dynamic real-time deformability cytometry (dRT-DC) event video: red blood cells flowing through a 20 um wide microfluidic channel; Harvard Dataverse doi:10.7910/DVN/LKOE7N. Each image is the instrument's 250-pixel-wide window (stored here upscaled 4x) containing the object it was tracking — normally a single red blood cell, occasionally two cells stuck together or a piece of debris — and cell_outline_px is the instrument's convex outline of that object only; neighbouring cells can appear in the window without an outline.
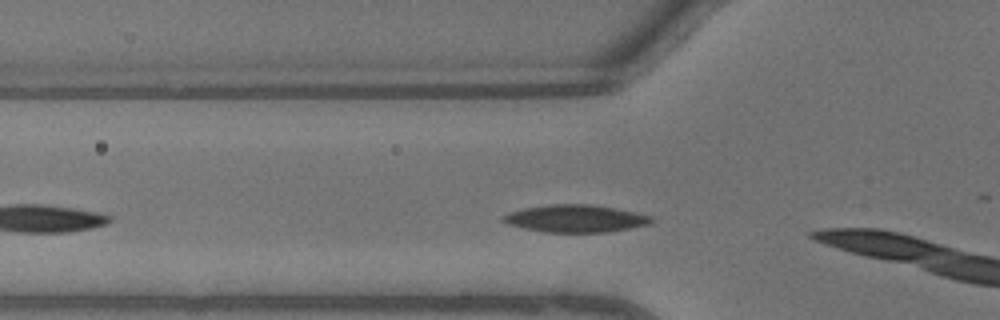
{"species": "common noctule bat (a hibernating species)", "species_latin": "Nyctalus noctula", "temperature_condition": "warm", "stored_images_in_passage": 6, "camera_frame_rate_fps": 3000, "um_per_image_px": 0.085, "animal": {"sex": "male", "body_mass_g": 13.3}, "frame": {"image": 1, "passage_image": 2, "time_ms": 0.333, "image_size_px": [1000, 320], "cell_outline_px": [[652, 224], [604, 232], [544, 232], [524, 228], [508, 224], [500, 220], [500, 216], [524, 208], [548, 204], [588, 204], [616, 208], [652, 216]], "centroid_in_image_um": [48.89, 18.57], "position_along_channel_um": 76.9, "area_um2": 23.58}}
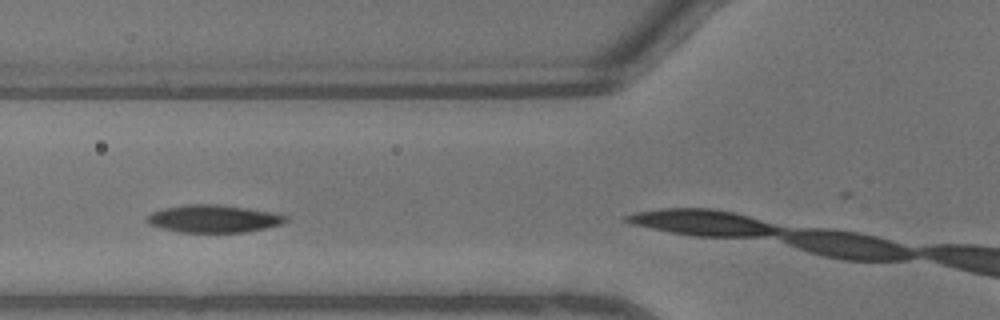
{"frame": {"image": 2, "passage_image": 4, "time_ms": 1.0, "image_size_px": [1000, 320], "cell_outline_px": [[288, 220], [280, 224], [264, 228], [244, 232], [180, 232], [160, 228], [148, 224], [148, 216], [152, 212], [164, 208], [188, 204], [216, 204], [244, 208], [268, 212], [288, 216]], "centroid_in_image_um": [18.11, 18.59], "position_along_channel_um": 107.7, "area_um2": 21.91}}